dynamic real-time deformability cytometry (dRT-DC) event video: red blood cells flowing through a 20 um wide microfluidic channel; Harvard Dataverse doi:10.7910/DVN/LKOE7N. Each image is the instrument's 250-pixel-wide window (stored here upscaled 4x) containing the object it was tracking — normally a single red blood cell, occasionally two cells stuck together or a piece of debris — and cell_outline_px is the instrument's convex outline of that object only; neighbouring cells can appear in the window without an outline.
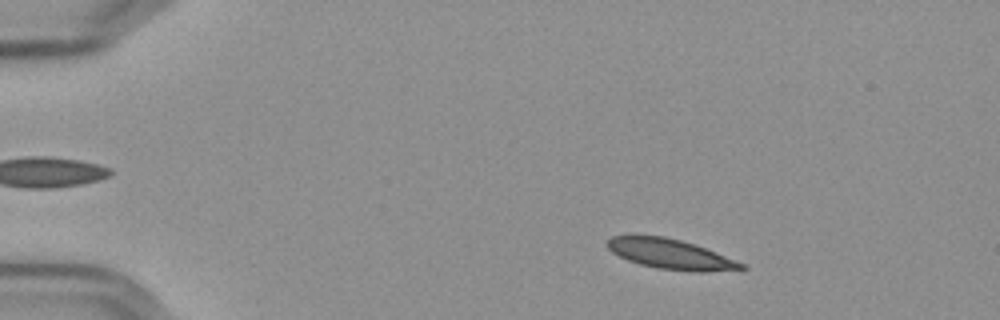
{"species": "Egyptian fruit bat (a non-hibernating species)", "species_latin": "Rousettus aegyptiacus", "temperature_condition": "cold", "stored_images_in_passage": 54, "camera_frame_rate_fps": 3000, "um_per_image_px": 0.085, "frame": {"image": 1, "passage_image": 7, "time_ms": 2.0, "image_size_px": [1000, 320], "cell_outline_px": [[748, 268], [704, 272], [696, 272], [660, 268], [640, 264], [628, 260], [612, 252], [608, 248], [608, 240], [612, 236], [664, 236], [696, 244], [744, 264]], "centroid_in_image_um": [57.01, 21.6], "position_along_channel_um": 28.0, "area_um2": 22.95}}
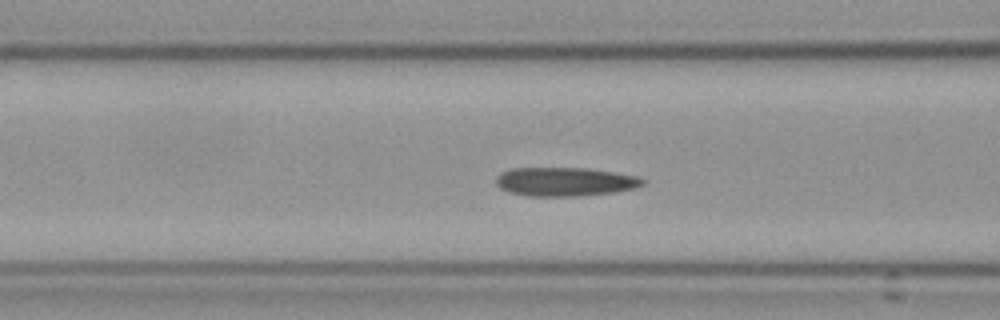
{"frame": {"image": 2, "passage_image": 21, "time_ms": 6.667, "image_size_px": [1000, 320], "cell_outline_px": [[644, 184], [636, 188], [616, 192], [572, 196], [528, 196], [508, 192], [500, 188], [496, 184], [496, 176], [500, 172], [512, 168], [588, 168], [640, 176], [644, 180]], "centroid_in_image_um": [48.02, 15.44], "position_along_channel_um": 118.6, "area_um2": 24.8}}
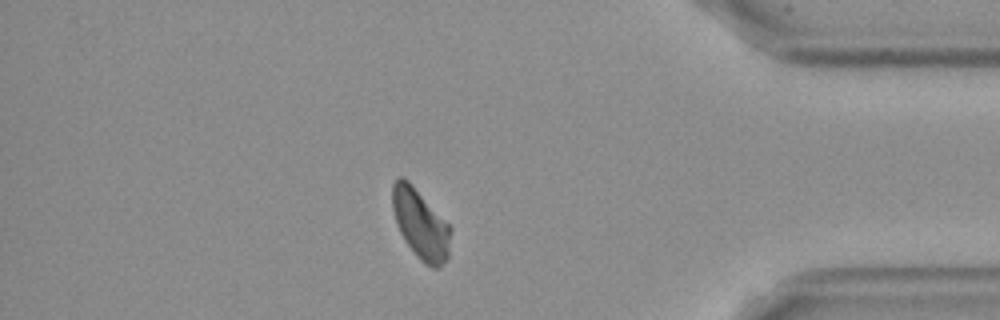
{"frame": {"image": 3, "passage_image": 47, "time_ms": 15.333, "image_size_px": [1000, 320], "cell_outline_px": [[452, 228], [448, 256], [436, 268], [432, 268], [420, 260], [408, 244], [400, 232], [392, 208], [392, 184], [396, 176], [404, 176], [412, 184]], "centroid_in_image_um": [35.73, 19.0], "position_along_channel_um": 399.5, "area_um2": 23.35}, "authors_computed_cell_mechanics": {"area_um2": 23.9292, "velocity_mm_per_s": 3.5785, "shape_relaxation_time_tau1_ms": null, "shape_relaxation_time_tau2_ms": 4.0663, "deformation_change_tau1": null, "deformation_change_tau2": 0.0758}}